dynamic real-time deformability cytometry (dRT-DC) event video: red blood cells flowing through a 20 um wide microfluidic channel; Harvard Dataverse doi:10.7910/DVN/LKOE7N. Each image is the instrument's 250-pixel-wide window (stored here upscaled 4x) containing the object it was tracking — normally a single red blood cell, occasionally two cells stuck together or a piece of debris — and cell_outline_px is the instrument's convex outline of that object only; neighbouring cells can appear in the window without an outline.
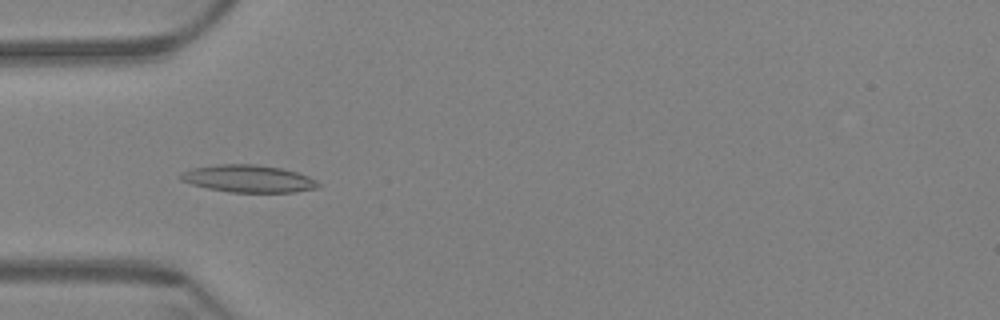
{"species": "Egyptian fruit bat (a non-hibernating species)", "species_latin": "Rousettus aegyptiacus", "temperature_condition": "warm", "stored_images_in_passage": 61, "camera_frame_rate_fps": 3000, "um_per_image_px": 0.085, "animal": {"sex": "female"}, "frame": {"image": 1, "passage_image": 20, "time_ms": 6.333, "image_size_px": [1000, 320], "cell_outline_px": [[320, 188], [296, 192], [228, 192], [208, 188], [192, 184], [180, 180], [176, 176], [192, 168], [220, 164], [252, 164], [280, 168], [296, 172], [308, 176], [316, 180], [320, 184]], "centroid_in_image_um": [21.12, 15.19], "position_along_channel_um": 63.9, "area_um2": 21.91}}
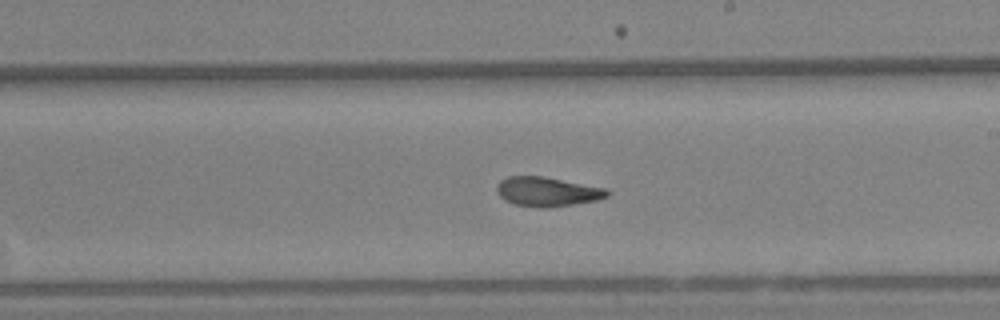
{"frame": {"image": 2, "passage_image": 36, "time_ms": 11.667, "image_size_px": [1000, 320], "cell_outline_px": [[608, 196], [596, 200], [572, 204], [544, 208], [540, 208], [516, 204], [504, 200], [496, 192], [496, 184], [500, 180], [508, 176], [544, 176], [604, 188], [608, 192]], "centroid_in_image_um": [46.45, 16.28], "position_along_channel_um": 242.6, "area_um2": 18.73}}
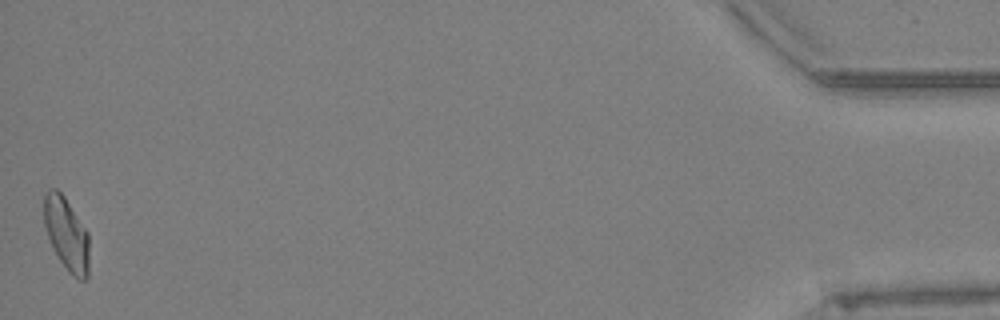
{"frame": {"image": 3, "passage_image": 61, "time_ms": 20.0, "image_size_px": [1000, 320], "cell_outline_px": [[88, 276], [84, 280], [80, 280], [72, 276], [68, 272], [60, 260], [48, 236], [44, 224], [44, 192], [48, 188], [56, 188], [64, 196], [88, 232]], "centroid_in_image_um": [5.65, 19.86], "position_along_channel_um": 429.6, "area_um2": 19.07}, "authors_computed_cell_mechanics": {"area_um2": 19.4208, "velocity_mm_per_s": 3.38, "shape_relaxation_time_tau1_ms": null, "shape_relaxation_time_tau2_ms": 3.2141, "deformation_change_tau1": null, "deformation_change_tau2": 0.0968}}